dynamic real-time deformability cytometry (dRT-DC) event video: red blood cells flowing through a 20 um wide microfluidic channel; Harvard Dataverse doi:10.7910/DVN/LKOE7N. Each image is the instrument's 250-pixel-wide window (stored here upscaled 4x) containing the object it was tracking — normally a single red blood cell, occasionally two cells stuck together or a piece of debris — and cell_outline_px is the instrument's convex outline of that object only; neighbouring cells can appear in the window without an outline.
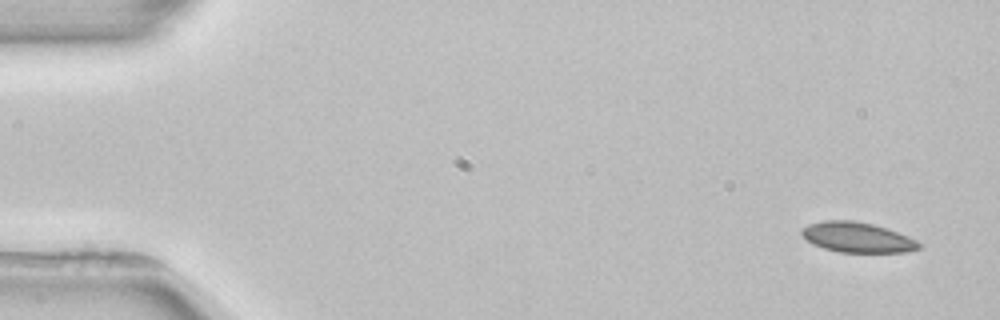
{"species": "common noctule bat (a hibernating species)", "species_latin": "Nyctalus noctula", "temperature_condition": "room temperature", "stored_images_in_passage": 3, "camera_frame_rate_fps": 3000, "um_per_image_px": 0.085, "animal": {"sex": "female", "body_mass_g": 22.7, "forearm_length_mm": 54.2}, "frame": {"image": 1, "passage_image": 1, "time_ms": 0.0, "image_size_px": [1000, 320], "cell_outline_px": [[920, 248], [908, 252], [840, 252], [824, 248], [808, 240], [800, 232], [808, 224], [824, 220], [852, 220], [872, 224], [888, 228], [908, 236], [916, 240], [920, 244]], "centroid_in_image_um": [72.91, 20.17], "position_along_channel_um": 12.1, "area_um2": 20.4}}
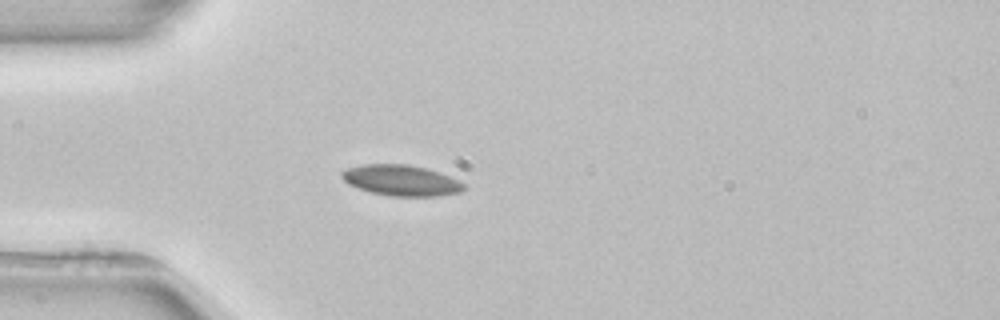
{"frame": {"image": 2, "passage_image": 3, "time_ms": 4.0, "image_size_px": [1000, 320], "cell_outline_px": [[468, 188], [460, 192], [440, 196], [392, 196], [372, 192], [348, 184], [340, 176], [340, 172], [344, 168], [364, 164], [408, 164], [440, 172], [460, 180]], "centroid_in_image_um": [34.12, 15.32], "position_along_channel_um": 50.9, "area_um2": 22.08}}